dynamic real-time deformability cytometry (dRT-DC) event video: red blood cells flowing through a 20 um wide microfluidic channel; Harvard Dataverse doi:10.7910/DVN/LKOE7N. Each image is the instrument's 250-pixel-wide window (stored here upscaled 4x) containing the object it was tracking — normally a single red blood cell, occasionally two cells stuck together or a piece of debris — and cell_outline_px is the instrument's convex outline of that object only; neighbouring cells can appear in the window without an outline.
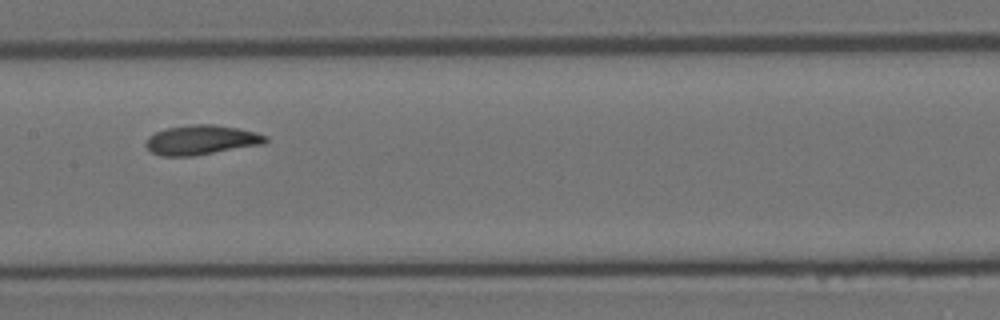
{"species": "Egyptian fruit bat (a non-hibernating species)", "species_latin": "Rousettus aegyptiacus", "temperature_condition": "room temperature", "stored_images_in_passage": 7, "camera_frame_rate_fps": 3000, "um_per_image_px": 0.085, "animal": {"sex": "female"}, "frame": {"image": 1, "passage_image": 5, "time_ms": 1.333, "image_size_px": [1000, 320], "cell_outline_px": [[268, 140], [264, 144], [192, 156], [164, 156], [152, 152], [144, 144], [148, 136], [164, 128], [192, 124], [212, 124], [236, 128], [256, 132], [268, 136]], "centroid_in_image_um": [17.11, 11.89], "position_along_channel_um": 190.3, "area_um2": 20.63}}
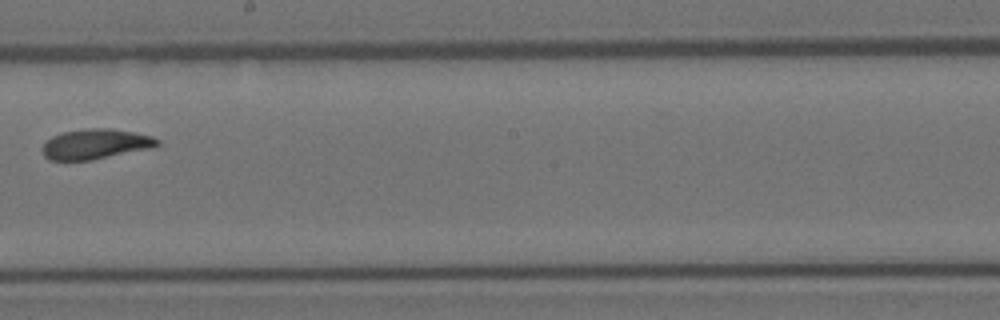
{"frame": {"image": 2, "passage_image": 6, "time_ms": 1.667, "image_size_px": [1000, 320], "cell_outline_px": [[160, 144], [152, 148], [92, 160], [48, 160], [44, 156], [40, 148], [52, 136], [64, 132], [88, 128], [112, 128], [152, 136], [160, 140]], "centroid_in_image_um": [8.12, 12.25], "position_along_channel_um": 240.1, "area_um2": 20.23}}
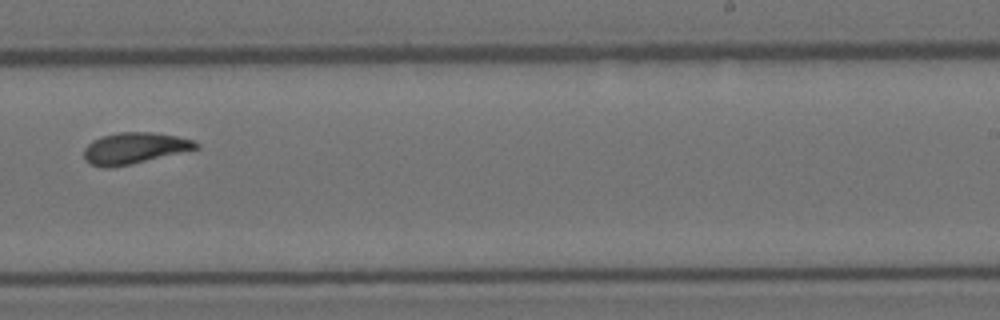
{"frame": {"image": 3, "passage_image": 7, "time_ms": 2.0, "image_size_px": [1000, 320], "cell_outline_px": [[200, 148], [132, 164], [112, 168], [100, 168], [84, 160], [84, 148], [92, 140], [104, 136], [120, 132], [152, 132], [176, 136], [192, 140], [200, 144]], "centroid_in_image_um": [11.41, 12.61], "position_along_channel_um": 277.6, "area_um2": 20.46}}